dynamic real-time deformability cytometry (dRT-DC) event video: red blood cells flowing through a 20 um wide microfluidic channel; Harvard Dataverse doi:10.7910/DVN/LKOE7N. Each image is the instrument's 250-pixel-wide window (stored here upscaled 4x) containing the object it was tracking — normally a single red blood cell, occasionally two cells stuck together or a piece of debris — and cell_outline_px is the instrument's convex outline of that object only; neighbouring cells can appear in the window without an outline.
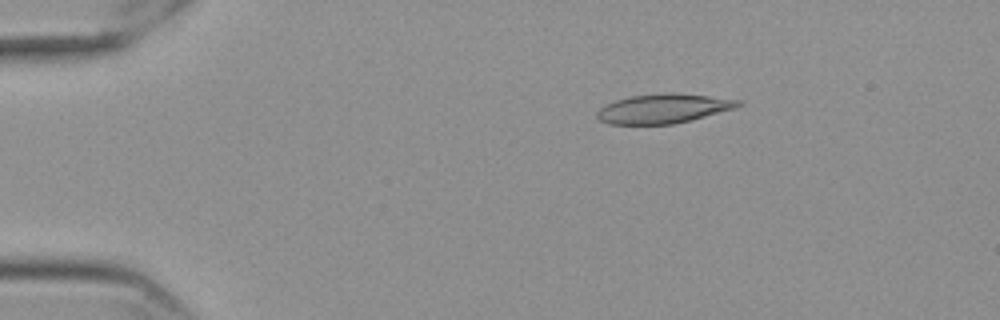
{"species": "Egyptian fruit bat (a non-hibernating species)", "species_latin": "Rousettus aegyptiacus", "temperature_condition": "cold", "stored_images_in_passage": 57, "camera_frame_rate_fps": 3000, "um_per_image_px": 0.085, "frame": {"image": 1, "passage_image": 10, "time_ms": 3.0, "image_size_px": [1000, 320], "cell_outline_px": [[744, 104], [732, 108], [704, 116], [672, 124], [608, 124], [600, 120], [596, 116], [596, 112], [604, 104], [628, 96], [664, 92], [668, 92], [708, 96], [744, 100]], "centroid_in_image_um": [56.33, 9.21], "position_along_channel_um": 28.7, "area_um2": 24.04}}
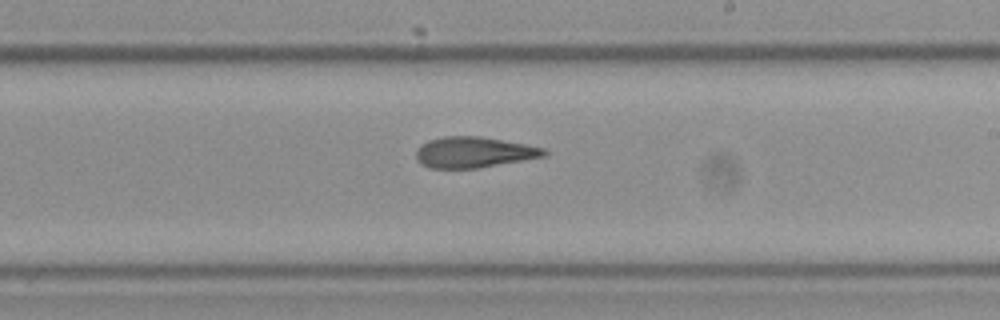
{"frame": {"image": 2, "passage_image": 34, "time_ms": 11.0, "image_size_px": [1000, 320], "cell_outline_px": [[548, 152], [544, 156], [476, 168], [428, 168], [420, 164], [416, 156], [416, 152], [428, 140], [444, 136], [480, 136], [524, 144], [544, 148]], "centroid_in_image_um": [40.25, 12.94], "position_along_channel_um": 248.8, "area_um2": 22.6}}
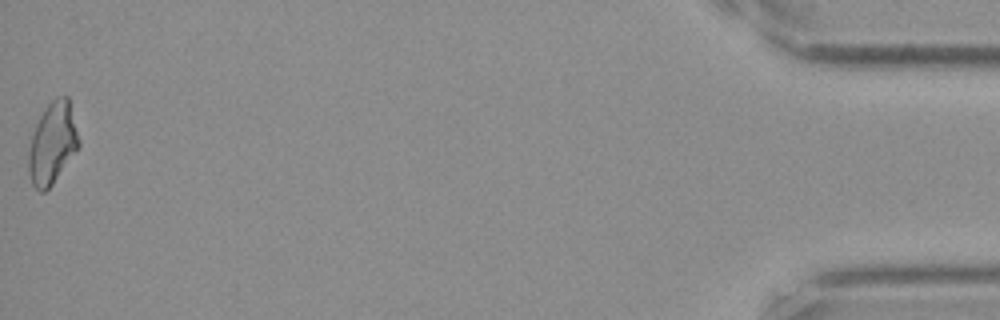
{"frame": {"image": 3, "passage_image": 57, "time_ms": 18.667, "image_size_px": [1000, 320], "cell_outline_px": [[80, 144], [52, 184], [44, 192], [40, 192], [32, 184], [28, 172], [28, 152], [32, 136], [36, 124], [44, 108], [56, 96], [68, 96], [80, 140]], "centroid_in_image_um": [4.44, 12.16], "position_along_channel_um": 430.8, "area_um2": 23.58}, "authors_computed_cell_mechanics": {"area_um2": 23.5824, "velocity_mm_per_s": 3.5681, "shape_relaxation_time_tau1_ms": null, "shape_relaxation_time_tau2_ms": 4.8688, "deformation_change_tau1": null, "deformation_change_tau2": 0.1163}}